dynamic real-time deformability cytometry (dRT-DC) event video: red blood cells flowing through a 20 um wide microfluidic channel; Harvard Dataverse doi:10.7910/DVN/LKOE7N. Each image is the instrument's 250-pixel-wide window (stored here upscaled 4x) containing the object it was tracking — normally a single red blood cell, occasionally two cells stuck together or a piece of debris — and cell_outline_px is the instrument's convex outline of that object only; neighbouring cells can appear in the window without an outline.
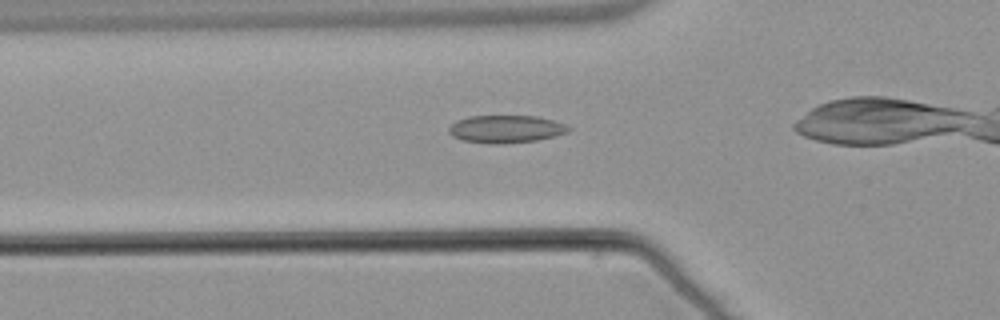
{"species": "common noctule bat (a hibernating species)", "species_latin": "Nyctalus noctula", "temperature_condition": "warm", "stored_images_in_passage": 29, "camera_frame_rate_fps": 3000, "um_per_image_px": 0.085, "animal": {"sex": "male", "body_mass_g": 21.5, "forearm_length_mm": 52.0}, "frame": {"image": 1, "passage_image": 5, "time_ms": 1.333, "image_size_px": [1000, 320], "cell_outline_px": [[572, 128], [568, 132], [556, 136], [536, 140], [496, 144], [464, 140], [452, 136], [448, 132], [448, 128], [456, 120], [468, 116], [536, 116], [552, 120], [564, 124]], "centroid_in_image_um": [43.0, 10.96], "position_along_channel_um": 82.8, "area_um2": 19.13}}
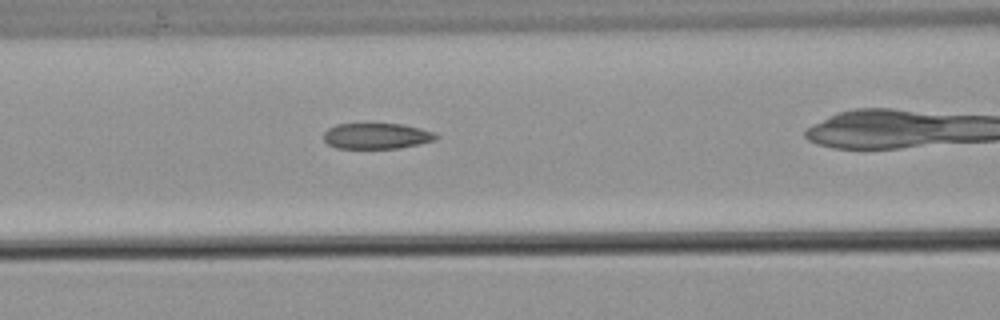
{"frame": {"image": 2, "passage_image": 9, "time_ms": 2.667, "image_size_px": [1000, 320], "cell_outline_px": [[440, 136], [436, 140], [420, 144], [400, 148], [336, 148], [328, 144], [324, 140], [324, 132], [328, 128], [336, 124], [404, 124], [420, 128], [432, 132]], "centroid_in_image_um": [32.03, 11.56], "position_along_channel_um": 134.6, "area_um2": 16.94}}